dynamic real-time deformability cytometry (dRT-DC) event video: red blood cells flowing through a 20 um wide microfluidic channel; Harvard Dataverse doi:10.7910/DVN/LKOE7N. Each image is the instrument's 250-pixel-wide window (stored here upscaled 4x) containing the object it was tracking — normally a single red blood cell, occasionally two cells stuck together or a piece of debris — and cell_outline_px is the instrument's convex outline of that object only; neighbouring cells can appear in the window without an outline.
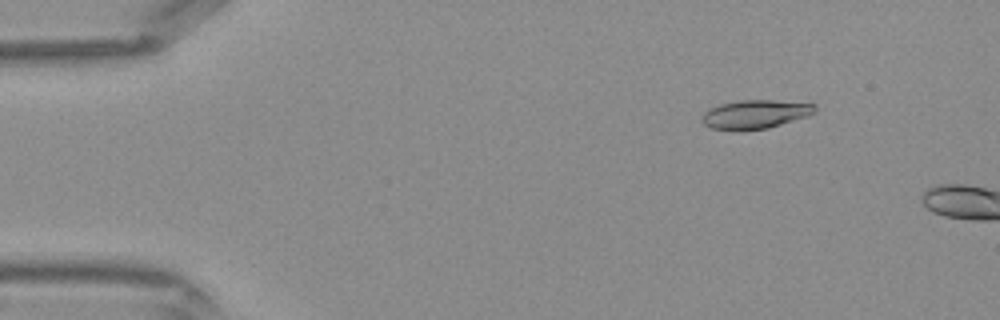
{"species": "Egyptian fruit bat (a non-hibernating species)", "species_latin": "Rousettus aegyptiacus", "temperature_condition": "warm", "stored_images_in_passage": 8, "camera_frame_rate_fps": 3000, "um_per_image_px": 0.085, "frame": {"image": 1, "passage_image": 6, "time_ms": 1.667, "image_size_px": [1000, 320], "cell_outline_px": [[816, 112], [808, 116], [768, 128], [740, 132], [712, 128], [704, 124], [700, 120], [700, 116], [704, 112], [720, 104], [740, 100], [772, 100], [816, 104]], "centroid_in_image_um": [64.17, 9.73], "position_along_channel_um": 20.8, "area_um2": 19.19}}